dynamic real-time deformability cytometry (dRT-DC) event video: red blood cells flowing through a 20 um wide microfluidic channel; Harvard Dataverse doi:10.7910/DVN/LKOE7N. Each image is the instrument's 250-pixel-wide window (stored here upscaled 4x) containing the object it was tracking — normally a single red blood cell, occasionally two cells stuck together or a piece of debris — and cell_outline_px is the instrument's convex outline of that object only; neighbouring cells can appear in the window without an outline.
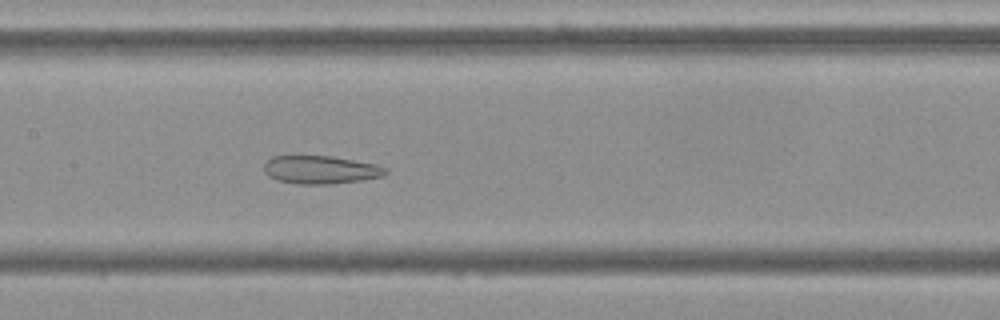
{"species": "Egyptian fruit bat (a non-hibernating species)", "species_latin": "Rousettus aegyptiacus", "temperature_condition": "cold", "stored_images_in_passage": 55, "camera_frame_rate_fps": 3000, "um_per_image_px": 0.085, "frame": {"image": 1, "passage_image": 27, "time_ms": 8.667, "image_size_px": [1000, 320], "cell_outline_px": [[388, 172], [384, 176], [360, 180], [328, 184], [300, 184], [276, 180], [268, 176], [264, 172], [264, 164], [272, 156], [332, 156], [376, 164], [388, 168]], "centroid_in_image_um": [27.26, 14.43], "position_along_channel_um": 180.1, "area_um2": 19.94}}
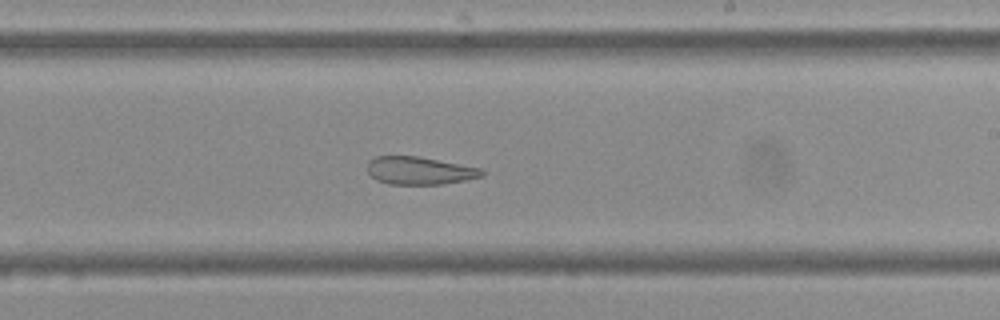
{"frame": {"image": 2, "passage_image": 33, "time_ms": 10.667, "image_size_px": [1000, 320], "cell_outline_px": [[484, 176], [444, 184], [388, 184], [376, 180], [368, 172], [368, 160], [376, 156], [420, 156], [484, 168]], "centroid_in_image_um": [35.7, 14.49], "position_along_channel_um": 253.3, "area_um2": 18.79}}
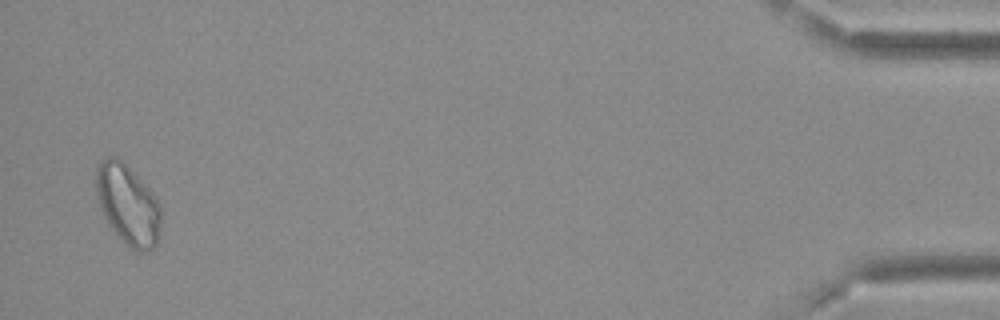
{"frame": {"image": 3, "passage_image": 54, "time_ms": 17.667, "image_size_px": [1000, 320], "cell_outline_px": [[160, 224], [156, 244], [148, 252], [140, 252], [124, 244], [120, 240], [108, 224], [104, 216], [96, 196], [96, 168], [100, 160], [104, 156], [116, 156], [152, 192], [160, 204]], "centroid_in_image_um": [10.84, 17.4], "position_along_channel_um": 424.4, "area_um2": 30.17}, "authors_computed_cell_mechanics": {"area_um2": 25.8944, "velocity_mm_per_s": 3.6686, "shape_relaxation_time_tau1_ms": null, "shape_relaxation_time_tau2_ms": 2.5082, "deformation_change_tau1": null, "deformation_change_tau2": 0.0928}}